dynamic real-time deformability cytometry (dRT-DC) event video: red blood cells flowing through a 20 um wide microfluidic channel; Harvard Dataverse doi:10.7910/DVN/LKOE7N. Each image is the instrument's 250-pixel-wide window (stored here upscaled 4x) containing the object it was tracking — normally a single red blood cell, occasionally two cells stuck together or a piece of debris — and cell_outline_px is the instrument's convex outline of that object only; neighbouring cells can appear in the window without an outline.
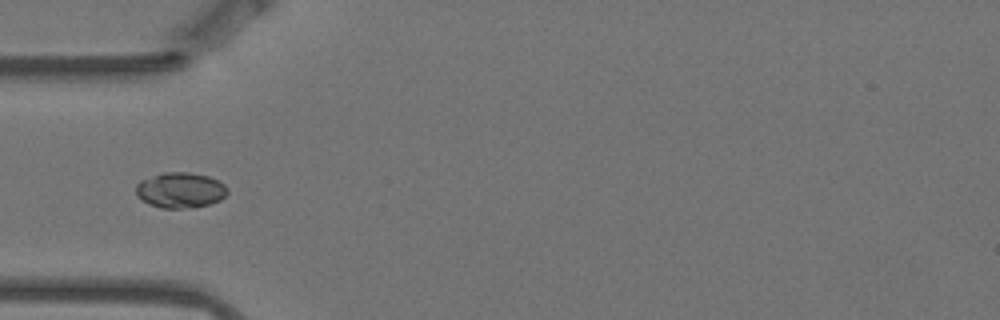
{"species": "Egyptian fruit bat (a non-hibernating species)", "species_latin": "Rousettus aegyptiacus", "temperature_condition": "warm", "stored_images_in_passage": 7, "camera_frame_rate_fps": 3000, "um_per_image_px": 0.085, "animal": {"sex": "female"}, "frame": {"image": 1, "passage_image": 6, "time_ms": 1.667, "image_size_px": [1000, 320], "cell_outline_px": [[228, 192], [220, 200], [208, 204], [180, 208], [160, 208], [148, 204], [140, 200], [136, 196], [136, 184], [140, 180], [164, 172], [188, 172], [208, 176], [224, 184], [228, 188]], "centroid_in_image_um": [15.28, 16.16], "position_along_channel_um": 69.7, "area_um2": 18.9}}
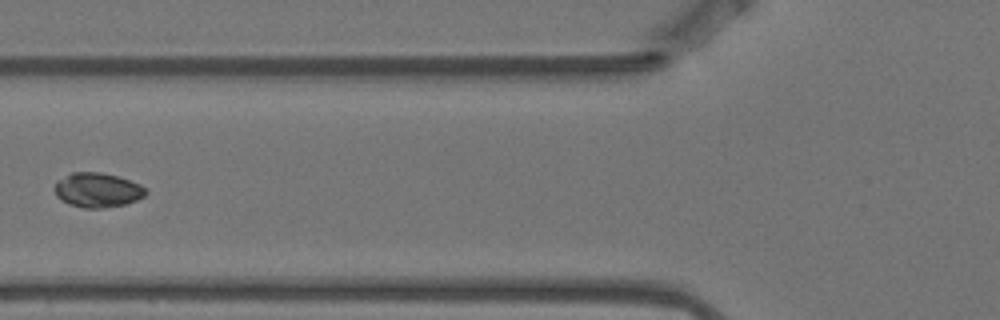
{"frame": {"image": 2, "passage_image": 7, "time_ms": 2.0, "image_size_px": [1000, 320], "cell_outline_px": [[148, 192], [144, 196], [136, 200], [124, 204], [100, 208], [84, 208], [68, 204], [60, 200], [56, 196], [52, 188], [56, 180], [72, 172], [100, 172], [116, 176], [140, 184]], "centroid_in_image_um": [8.21, 16.15], "position_along_channel_um": 117.6, "area_um2": 18.44}}